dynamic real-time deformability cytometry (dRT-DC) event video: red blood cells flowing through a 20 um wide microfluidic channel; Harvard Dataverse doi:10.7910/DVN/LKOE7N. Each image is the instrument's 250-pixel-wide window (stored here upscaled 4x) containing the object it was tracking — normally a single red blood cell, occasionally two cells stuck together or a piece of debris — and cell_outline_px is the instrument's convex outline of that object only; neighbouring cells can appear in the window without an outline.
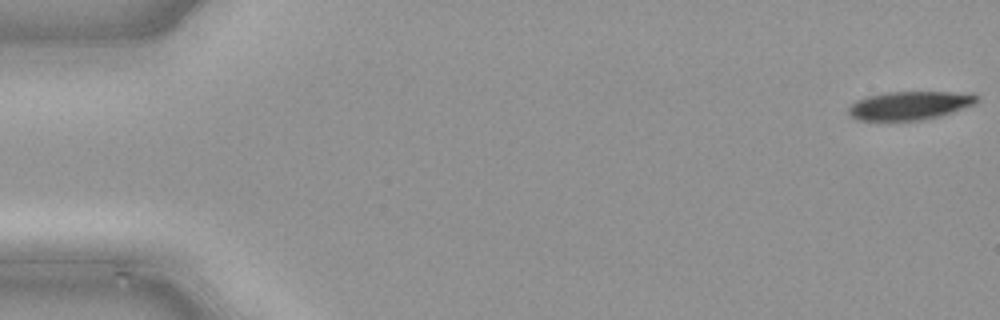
{"species": "common noctule bat (a hibernating species)", "species_latin": "Nyctalus noctula", "temperature_condition": "cold", "stored_images_in_passage": 48, "camera_frame_rate_fps": 3000, "um_per_image_px": 0.085, "animal": {"sex": "male", "body_mass_g": 21.5, "forearm_length_mm": 52.0}, "frame": {"image": 1, "passage_image": 1, "time_ms": 0.0, "image_size_px": [1000, 320], "cell_outline_px": [[980, 100], [976, 104], [940, 116], [920, 120], [860, 120], [852, 116], [848, 112], [848, 108], [856, 100], [868, 96], [888, 92], [972, 92]], "centroid_in_image_um": [77.38, 8.95], "position_along_channel_um": 7.6, "area_um2": 21.27}}
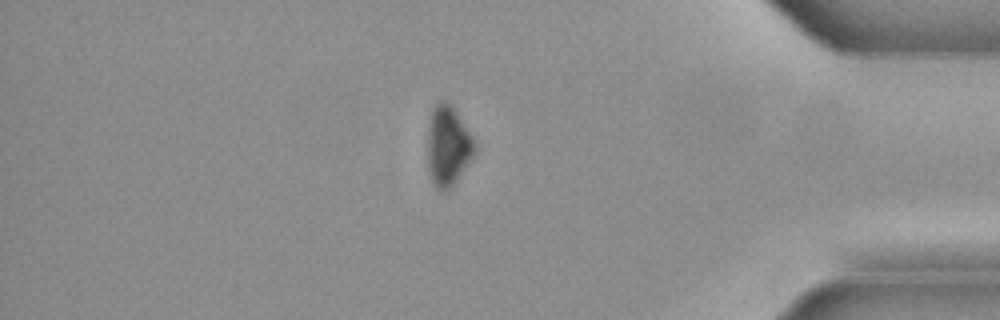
{"frame": {"image": 2, "passage_image": 41, "time_ms": 13.333, "image_size_px": [1000, 320], "cell_outline_px": [[476, 152], [456, 180], [444, 192], [440, 192], [436, 188], [432, 180], [428, 164], [428, 128], [432, 108], [440, 100], [444, 100], [456, 112], [472, 136], [476, 144]], "centroid_in_image_um": [38.07, 12.4], "position_along_channel_um": 397.1, "area_um2": 21.56}}
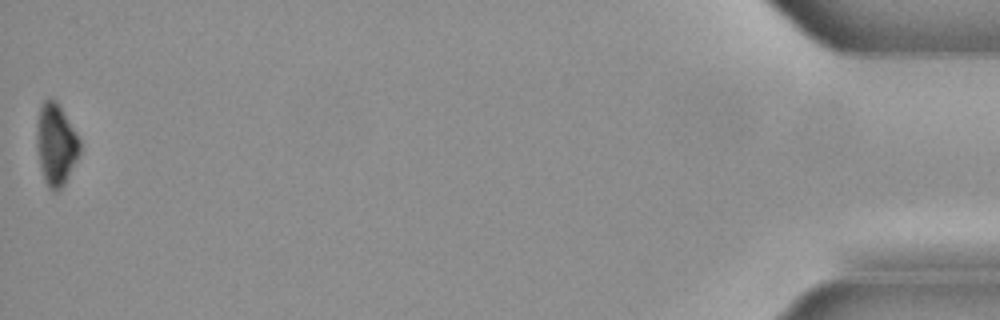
{"frame": {"image": 3, "passage_image": 48, "time_ms": 15.667, "image_size_px": [1000, 320], "cell_outline_px": [[80, 152], [64, 184], [56, 192], [52, 192], [48, 188], [44, 180], [40, 168], [36, 148], [36, 124], [40, 108], [44, 100], [48, 96], [56, 100], [60, 104], [80, 140]], "centroid_in_image_um": [4.73, 12.25], "position_along_channel_um": 430.5, "area_um2": 20.81}}